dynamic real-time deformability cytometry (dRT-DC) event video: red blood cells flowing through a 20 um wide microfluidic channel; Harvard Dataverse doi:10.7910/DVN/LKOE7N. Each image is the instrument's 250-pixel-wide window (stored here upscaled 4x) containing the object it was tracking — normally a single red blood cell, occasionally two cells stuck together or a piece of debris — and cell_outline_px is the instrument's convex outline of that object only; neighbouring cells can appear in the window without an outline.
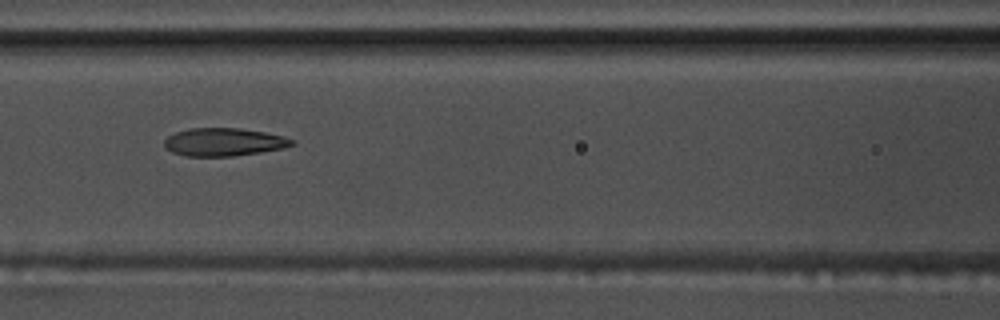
{"species": "common noctule bat (a hibernating species)", "species_latin": "Nyctalus noctula", "temperature_condition": "warm", "stored_images_in_passage": 56, "camera_frame_rate_fps": 3000, "um_per_image_px": 0.085, "animal": {"sex": "male", "body_mass_g": 17.5, "forearm_length_mm": 52.3}, "frame": {"image": 1, "passage_image": 25, "time_ms": 8.0, "image_size_px": [1000, 320], "cell_outline_px": [[296, 144], [284, 148], [260, 152], [232, 156], [184, 156], [172, 152], [164, 144], [164, 140], [168, 136], [176, 132], [192, 128], [240, 128], [264, 132], [284, 136], [296, 140]], "centroid_in_image_um": [19.07, 12.07], "position_along_channel_um": 147.5, "area_um2": 20.81}}
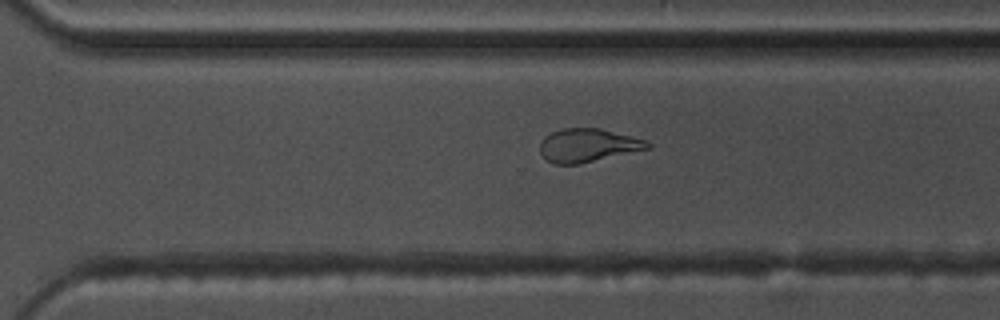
{"frame": {"image": 2, "passage_image": 39, "time_ms": 12.667, "image_size_px": [1000, 320], "cell_outline_px": [[652, 148], [580, 164], [552, 164], [540, 152], [540, 140], [544, 136], [552, 132], [564, 128], [600, 128], [632, 136], [644, 140], [652, 144]], "centroid_in_image_um": [49.98, 12.35], "position_along_channel_um": 320.6, "area_um2": 21.04}}
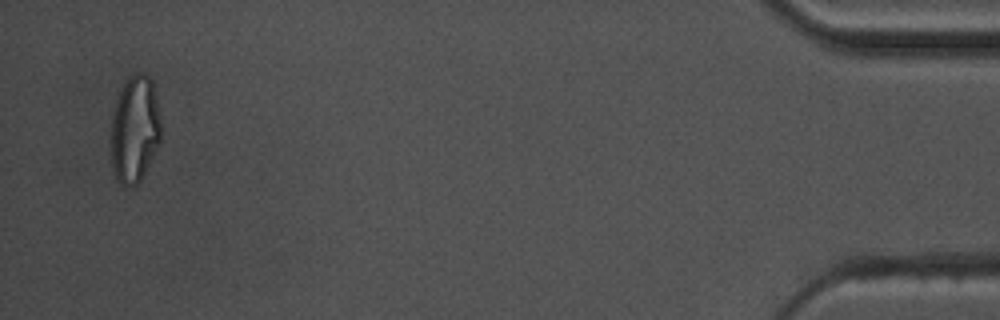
{"frame": {"image": 3, "passage_image": 54, "time_ms": 17.667, "image_size_px": [1000, 320], "cell_outline_px": [[160, 140], [144, 176], [132, 188], [124, 188], [116, 180], [112, 168], [108, 144], [112, 112], [116, 100], [128, 76], [136, 72], [144, 72], [152, 80], [160, 112]], "centroid_in_image_um": [11.41, 11.03], "position_along_channel_um": 423.8, "area_um2": 32.31}, "authors_computed_cell_mechanics": {"area_um2": 21.8484, "velocity_mm_per_s": 3.7178, "shape_relaxation_time_tau1_ms": null, "shape_relaxation_time_tau2_ms": 2.0611, "deformation_change_tau1": null, "deformation_change_tau2": 0.1043}}